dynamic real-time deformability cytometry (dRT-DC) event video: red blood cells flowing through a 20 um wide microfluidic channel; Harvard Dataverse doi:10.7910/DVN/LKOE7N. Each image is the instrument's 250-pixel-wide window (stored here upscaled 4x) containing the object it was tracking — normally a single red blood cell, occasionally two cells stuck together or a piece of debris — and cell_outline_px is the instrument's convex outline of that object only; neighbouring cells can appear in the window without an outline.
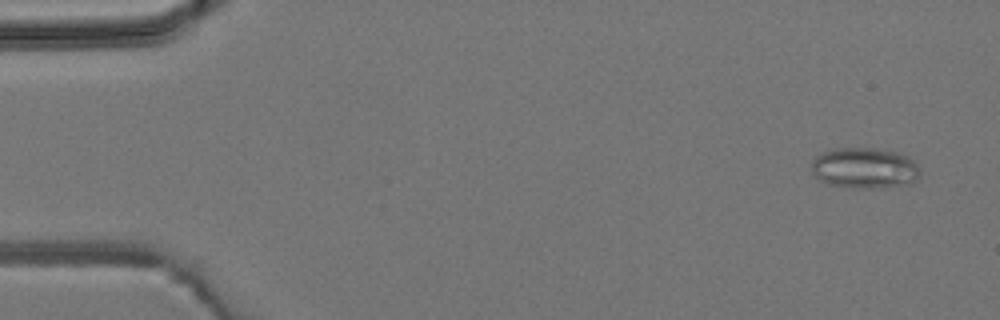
{"species": "common noctule bat (a hibernating species)", "species_latin": "Nyctalus noctula", "temperature_condition": "room temperature", "stored_images_in_passage": 5, "camera_frame_rate_fps": 3000, "um_per_image_px": 0.085, "animal": {"sex": "male", "body_mass_g": 19.2, "forearm_length_mm": 51.8}, "frame": {"image": 1, "passage_image": 1, "time_ms": 0.0, "image_size_px": [1000, 320], "cell_outline_px": [[920, 172], [916, 180], [912, 184], [884, 188], [852, 188], [828, 184], [820, 180], [812, 172], [812, 160], [816, 156], [824, 152], [836, 148], [872, 148], [896, 152], [908, 156], [920, 168]], "centroid_in_image_um": [73.51, 14.3], "position_along_channel_um": 11.5, "area_um2": 26.01}}